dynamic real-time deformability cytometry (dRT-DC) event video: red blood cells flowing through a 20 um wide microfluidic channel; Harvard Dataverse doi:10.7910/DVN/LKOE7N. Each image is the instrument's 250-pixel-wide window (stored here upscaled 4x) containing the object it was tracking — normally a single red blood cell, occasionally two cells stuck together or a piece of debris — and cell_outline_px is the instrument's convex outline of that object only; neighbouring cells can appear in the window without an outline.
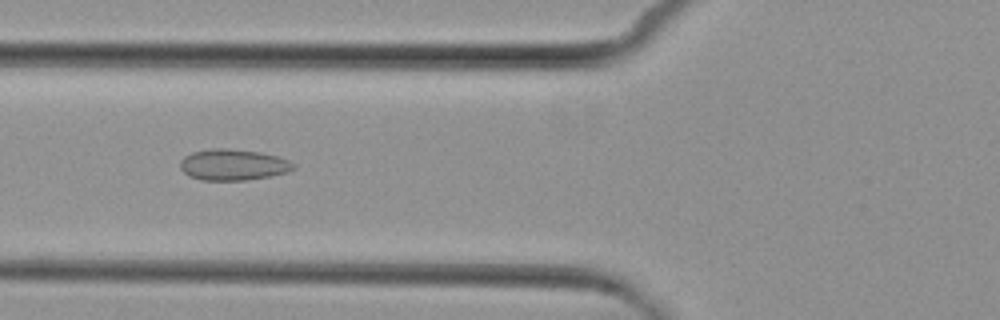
{"species": "common noctule bat (a hibernating species)", "species_latin": "Nyctalus noctula", "temperature_condition": "cold", "stored_images_in_passage": 8, "camera_frame_rate_fps": 3000, "um_per_image_px": 0.085, "animal": {"sex": "female", "body_mass_g": 29.2, "forearm_length_mm": 56.3}, "frame": {"image": 1, "passage_image": 5, "time_ms": 4.667, "image_size_px": [1000, 320], "cell_outline_px": [[296, 168], [288, 172], [272, 176], [248, 180], [200, 180], [188, 176], [180, 168], [180, 160], [184, 156], [192, 152], [212, 148], [224, 148], [260, 152], [276, 156], [288, 160]], "centroid_in_image_um": [19.79, 14.01], "position_along_channel_um": 106.0, "area_um2": 20.63}}
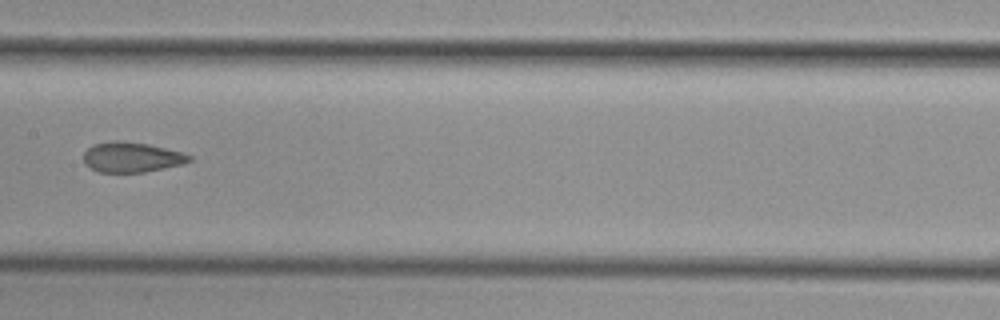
{"frame": {"image": 2, "passage_image": 7, "time_ms": 7.0, "image_size_px": [1000, 320], "cell_outline_px": [[192, 160], [184, 164], [144, 172], [96, 172], [84, 164], [84, 152], [92, 144], [112, 140], [120, 140], [148, 144], [180, 152], [192, 156]], "centroid_in_image_um": [11.15, 13.36], "position_along_channel_um": 196.2, "area_um2": 18.67}}
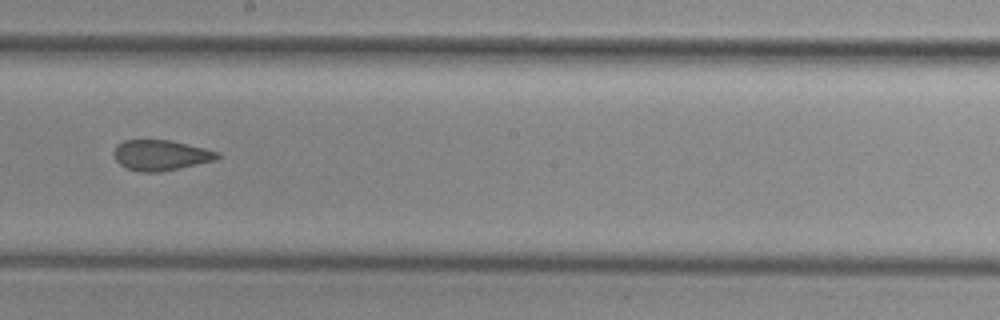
{"frame": {"image": 3, "passage_image": 8, "time_ms": 8.0, "image_size_px": [1000, 320], "cell_outline_px": [[224, 156], [216, 160], [180, 168], [160, 172], [140, 172], [124, 168], [116, 160], [112, 152], [116, 144], [124, 140], [168, 140], [204, 148], [220, 152]], "centroid_in_image_um": [13.66, 13.2], "position_along_channel_um": 234.5, "area_um2": 18.61}}